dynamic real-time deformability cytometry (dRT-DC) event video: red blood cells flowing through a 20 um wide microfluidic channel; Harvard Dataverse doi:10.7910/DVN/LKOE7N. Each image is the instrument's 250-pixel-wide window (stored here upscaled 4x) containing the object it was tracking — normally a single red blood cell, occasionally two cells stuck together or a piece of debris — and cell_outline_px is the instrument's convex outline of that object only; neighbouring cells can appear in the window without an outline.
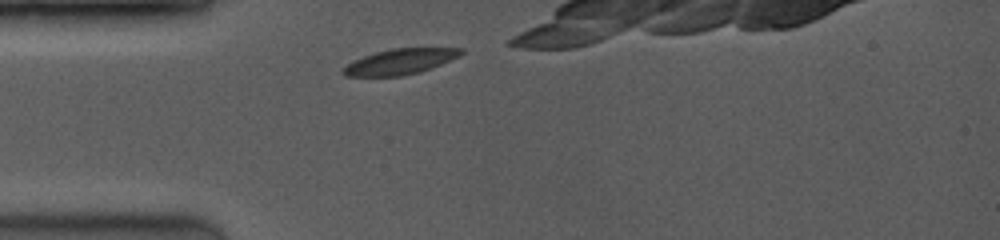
{"species": "common noctule bat (a hibernating species)", "species_latin": "Nyctalus noctula", "temperature_condition": "room temperature", "stored_images_in_passage": 6, "camera_frame_rate_fps": 3500, "um_per_image_px": 0.085, "animal": {"sex": "female", "body_mass_g": 19.0, "forearm_length_mm": 53.3}, "frame": {"image": 1, "passage_image": 1, "time_ms": 0.0, "image_size_px": [1000, 240], "cell_outline_px": [[464, 52], [460, 56], [420, 72], [400, 76], [344, 76], [340, 72], [348, 64], [364, 56], [376, 52], [392, 48], [464, 48]], "centroid_in_image_um": [34.02, 5.24], "position_along_channel_um": 51.0, "area_um2": 17.34}}
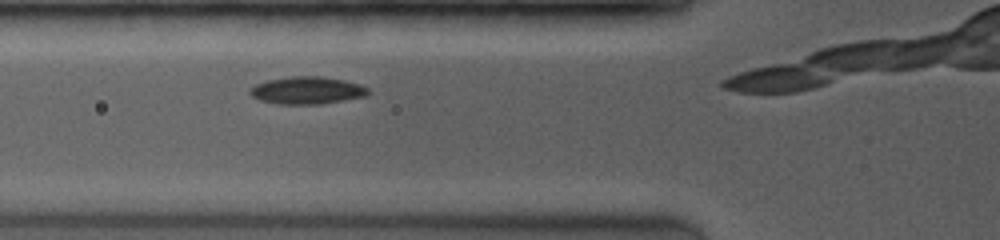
{"frame": {"image": 2, "passage_image": 4, "time_ms": 1.429, "image_size_px": [1000, 240], "cell_outline_px": [[368, 92], [364, 96], [320, 104], [276, 104], [260, 100], [252, 96], [248, 92], [256, 84], [268, 80], [292, 76], [320, 76], [344, 80], [360, 84], [368, 88]], "centroid_in_image_um": [26.07, 7.68], "position_along_channel_um": 99.7, "area_um2": 18.67}}